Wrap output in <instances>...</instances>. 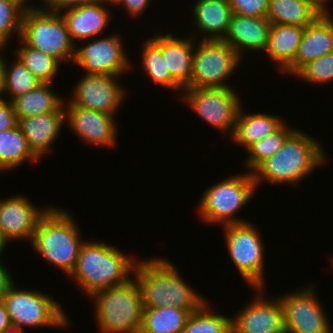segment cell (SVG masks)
Segmentation results:
<instances>
[{
    "mask_svg": "<svg viewBox=\"0 0 333 333\" xmlns=\"http://www.w3.org/2000/svg\"><path fill=\"white\" fill-rule=\"evenodd\" d=\"M320 142L318 138L296 128L280 150L252 171L256 188L259 189L263 182L291 187L302 184L328 160Z\"/></svg>",
    "mask_w": 333,
    "mask_h": 333,
    "instance_id": "cell-1",
    "label": "cell"
},
{
    "mask_svg": "<svg viewBox=\"0 0 333 333\" xmlns=\"http://www.w3.org/2000/svg\"><path fill=\"white\" fill-rule=\"evenodd\" d=\"M174 264L159 256L138 259L134 276L141 288L143 307H176L192 313L208 300L183 279Z\"/></svg>",
    "mask_w": 333,
    "mask_h": 333,
    "instance_id": "cell-2",
    "label": "cell"
},
{
    "mask_svg": "<svg viewBox=\"0 0 333 333\" xmlns=\"http://www.w3.org/2000/svg\"><path fill=\"white\" fill-rule=\"evenodd\" d=\"M114 244L86 240L69 278L90 298L94 293L126 283L134 276L138 256L121 251Z\"/></svg>",
    "mask_w": 333,
    "mask_h": 333,
    "instance_id": "cell-3",
    "label": "cell"
},
{
    "mask_svg": "<svg viewBox=\"0 0 333 333\" xmlns=\"http://www.w3.org/2000/svg\"><path fill=\"white\" fill-rule=\"evenodd\" d=\"M73 215L65 208L51 206L41 217L30 244L36 255L67 277L75 269L80 249L86 241Z\"/></svg>",
    "mask_w": 333,
    "mask_h": 333,
    "instance_id": "cell-4",
    "label": "cell"
},
{
    "mask_svg": "<svg viewBox=\"0 0 333 333\" xmlns=\"http://www.w3.org/2000/svg\"><path fill=\"white\" fill-rule=\"evenodd\" d=\"M94 318L99 333H140L143 322V300L135 276L126 283L94 293Z\"/></svg>",
    "mask_w": 333,
    "mask_h": 333,
    "instance_id": "cell-5",
    "label": "cell"
},
{
    "mask_svg": "<svg viewBox=\"0 0 333 333\" xmlns=\"http://www.w3.org/2000/svg\"><path fill=\"white\" fill-rule=\"evenodd\" d=\"M232 175L211 184L203 191L195 212L202 223L222 227L249 222L242 216L240 218L238 212L251 202L258 191L252 172Z\"/></svg>",
    "mask_w": 333,
    "mask_h": 333,
    "instance_id": "cell-6",
    "label": "cell"
},
{
    "mask_svg": "<svg viewBox=\"0 0 333 333\" xmlns=\"http://www.w3.org/2000/svg\"><path fill=\"white\" fill-rule=\"evenodd\" d=\"M14 283L2 298L12 325L22 330L71 328V320L60 302L41 289L19 288ZM70 326V327H69Z\"/></svg>",
    "mask_w": 333,
    "mask_h": 333,
    "instance_id": "cell-7",
    "label": "cell"
},
{
    "mask_svg": "<svg viewBox=\"0 0 333 333\" xmlns=\"http://www.w3.org/2000/svg\"><path fill=\"white\" fill-rule=\"evenodd\" d=\"M20 39L27 46L51 55L63 65L73 62L76 44L60 12L41 8L25 10Z\"/></svg>",
    "mask_w": 333,
    "mask_h": 333,
    "instance_id": "cell-8",
    "label": "cell"
},
{
    "mask_svg": "<svg viewBox=\"0 0 333 333\" xmlns=\"http://www.w3.org/2000/svg\"><path fill=\"white\" fill-rule=\"evenodd\" d=\"M222 226L225 247L234 268L252 288H267L265 246L257 225L250 222Z\"/></svg>",
    "mask_w": 333,
    "mask_h": 333,
    "instance_id": "cell-9",
    "label": "cell"
},
{
    "mask_svg": "<svg viewBox=\"0 0 333 333\" xmlns=\"http://www.w3.org/2000/svg\"><path fill=\"white\" fill-rule=\"evenodd\" d=\"M179 96L182 103L207 122V125L213 126L220 135L232 136L243 105L236 88H188Z\"/></svg>",
    "mask_w": 333,
    "mask_h": 333,
    "instance_id": "cell-10",
    "label": "cell"
},
{
    "mask_svg": "<svg viewBox=\"0 0 333 333\" xmlns=\"http://www.w3.org/2000/svg\"><path fill=\"white\" fill-rule=\"evenodd\" d=\"M243 59L223 40H196L190 88L227 87ZM229 83V84H228Z\"/></svg>",
    "mask_w": 333,
    "mask_h": 333,
    "instance_id": "cell-11",
    "label": "cell"
},
{
    "mask_svg": "<svg viewBox=\"0 0 333 333\" xmlns=\"http://www.w3.org/2000/svg\"><path fill=\"white\" fill-rule=\"evenodd\" d=\"M304 286L277 295L284 311L286 333H333V323L318 297L316 284Z\"/></svg>",
    "mask_w": 333,
    "mask_h": 333,
    "instance_id": "cell-12",
    "label": "cell"
},
{
    "mask_svg": "<svg viewBox=\"0 0 333 333\" xmlns=\"http://www.w3.org/2000/svg\"><path fill=\"white\" fill-rule=\"evenodd\" d=\"M120 36L113 33L80 41L72 64L83 69L84 74L123 76L132 69L133 61Z\"/></svg>",
    "mask_w": 333,
    "mask_h": 333,
    "instance_id": "cell-13",
    "label": "cell"
},
{
    "mask_svg": "<svg viewBox=\"0 0 333 333\" xmlns=\"http://www.w3.org/2000/svg\"><path fill=\"white\" fill-rule=\"evenodd\" d=\"M119 77L124 76L83 74L72 87L71 98H65L64 105H75L117 116L129 96L128 87L126 89L118 82Z\"/></svg>",
    "mask_w": 333,
    "mask_h": 333,
    "instance_id": "cell-14",
    "label": "cell"
},
{
    "mask_svg": "<svg viewBox=\"0 0 333 333\" xmlns=\"http://www.w3.org/2000/svg\"><path fill=\"white\" fill-rule=\"evenodd\" d=\"M265 290L252 288V298L231 316L232 333H286L280 301L277 296L267 298Z\"/></svg>",
    "mask_w": 333,
    "mask_h": 333,
    "instance_id": "cell-15",
    "label": "cell"
},
{
    "mask_svg": "<svg viewBox=\"0 0 333 333\" xmlns=\"http://www.w3.org/2000/svg\"><path fill=\"white\" fill-rule=\"evenodd\" d=\"M64 109L65 124L83 144L115 148L119 135L117 116L75 105H64Z\"/></svg>",
    "mask_w": 333,
    "mask_h": 333,
    "instance_id": "cell-16",
    "label": "cell"
},
{
    "mask_svg": "<svg viewBox=\"0 0 333 333\" xmlns=\"http://www.w3.org/2000/svg\"><path fill=\"white\" fill-rule=\"evenodd\" d=\"M49 207H41L33 204V201L25 195H11L0 199V231L4 238L12 244L14 241L31 243L35 230L41 217Z\"/></svg>",
    "mask_w": 333,
    "mask_h": 333,
    "instance_id": "cell-17",
    "label": "cell"
},
{
    "mask_svg": "<svg viewBox=\"0 0 333 333\" xmlns=\"http://www.w3.org/2000/svg\"><path fill=\"white\" fill-rule=\"evenodd\" d=\"M320 14L305 27L298 52L293 62L281 73L295 75L308 63L333 52V14Z\"/></svg>",
    "mask_w": 333,
    "mask_h": 333,
    "instance_id": "cell-18",
    "label": "cell"
},
{
    "mask_svg": "<svg viewBox=\"0 0 333 333\" xmlns=\"http://www.w3.org/2000/svg\"><path fill=\"white\" fill-rule=\"evenodd\" d=\"M149 39L161 50L172 79L184 90L190 88L195 38H185L171 32H158Z\"/></svg>",
    "mask_w": 333,
    "mask_h": 333,
    "instance_id": "cell-19",
    "label": "cell"
},
{
    "mask_svg": "<svg viewBox=\"0 0 333 333\" xmlns=\"http://www.w3.org/2000/svg\"><path fill=\"white\" fill-rule=\"evenodd\" d=\"M271 23L263 17H250L234 14L223 41L229 44L242 58L248 52L264 53L268 45ZM246 54V55H245Z\"/></svg>",
    "mask_w": 333,
    "mask_h": 333,
    "instance_id": "cell-20",
    "label": "cell"
},
{
    "mask_svg": "<svg viewBox=\"0 0 333 333\" xmlns=\"http://www.w3.org/2000/svg\"><path fill=\"white\" fill-rule=\"evenodd\" d=\"M108 7V8H107ZM109 5L93 1L77 7L62 10V15L72 41H80L102 36L111 21Z\"/></svg>",
    "mask_w": 333,
    "mask_h": 333,
    "instance_id": "cell-21",
    "label": "cell"
},
{
    "mask_svg": "<svg viewBox=\"0 0 333 333\" xmlns=\"http://www.w3.org/2000/svg\"><path fill=\"white\" fill-rule=\"evenodd\" d=\"M65 125V112L38 114L18 120L29 148L41 160L52 154L54 144Z\"/></svg>",
    "mask_w": 333,
    "mask_h": 333,
    "instance_id": "cell-22",
    "label": "cell"
},
{
    "mask_svg": "<svg viewBox=\"0 0 333 333\" xmlns=\"http://www.w3.org/2000/svg\"><path fill=\"white\" fill-rule=\"evenodd\" d=\"M191 7V21L196 29L190 35L196 40H223L233 15L229 1L197 0Z\"/></svg>",
    "mask_w": 333,
    "mask_h": 333,
    "instance_id": "cell-23",
    "label": "cell"
},
{
    "mask_svg": "<svg viewBox=\"0 0 333 333\" xmlns=\"http://www.w3.org/2000/svg\"><path fill=\"white\" fill-rule=\"evenodd\" d=\"M242 105L236 120L234 132L230 139L237 146H242L241 149H247L253 143L273 134L286 121L281 115L267 114L265 112L249 113L245 112Z\"/></svg>",
    "mask_w": 333,
    "mask_h": 333,
    "instance_id": "cell-24",
    "label": "cell"
},
{
    "mask_svg": "<svg viewBox=\"0 0 333 333\" xmlns=\"http://www.w3.org/2000/svg\"><path fill=\"white\" fill-rule=\"evenodd\" d=\"M304 30L305 27L300 26L271 24L268 45L263 54L275 67L278 65L279 75L295 59Z\"/></svg>",
    "mask_w": 333,
    "mask_h": 333,
    "instance_id": "cell-25",
    "label": "cell"
},
{
    "mask_svg": "<svg viewBox=\"0 0 333 333\" xmlns=\"http://www.w3.org/2000/svg\"><path fill=\"white\" fill-rule=\"evenodd\" d=\"M53 83H41L38 87L12 101L17 121L21 118L50 112H65V97L53 90Z\"/></svg>",
    "mask_w": 333,
    "mask_h": 333,
    "instance_id": "cell-26",
    "label": "cell"
},
{
    "mask_svg": "<svg viewBox=\"0 0 333 333\" xmlns=\"http://www.w3.org/2000/svg\"><path fill=\"white\" fill-rule=\"evenodd\" d=\"M26 162L37 165L41 160L29 148L18 124L12 129L1 131L0 169L3 172H12Z\"/></svg>",
    "mask_w": 333,
    "mask_h": 333,
    "instance_id": "cell-27",
    "label": "cell"
},
{
    "mask_svg": "<svg viewBox=\"0 0 333 333\" xmlns=\"http://www.w3.org/2000/svg\"><path fill=\"white\" fill-rule=\"evenodd\" d=\"M320 14L311 3L302 0H269L266 19L271 24L306 27Z\"/></svg>",
    "mask_w": 333,
    "mask_h": 333,
    "instance_id": "cell-28",
    "label": "cell"
},
{
    "mask_svg": "<svg viewBox=\"0 0 333 333\" xmlns=\"http://www.w3.org/2000/svg\"><path fill=\"white\" fill-rule=\"evenodd\" d=\"M141 43L139 63L142 74L145 73L144 76L159 87L181 94L183 89L172 79L161 50L149 38Z\"/></svg>",
    "mask_w": 333,
    "mask_h": 333,
    "instance_id": "cell-29",
    "label": "cell"
},
{
    "mask_svg": "<svg viewBox=\"0 0 333 333\" xmlns=\"http://www.w3.org/2000/svg\"><path fill=\"white\" fill-rule=\"evenodd\" d=\"M190 314L176 307H144L140 333H182Z\"/></svg>",
    "mask_w": 333,
    "mask_h": 333,
    "instance_id": "cell-30",
    "label": "cell"
},
{
    "mask_svg": "<svg viewBox=\"0 0 333 333\" xmlns=\"http://www.w3.org/2000/svg\"><path fill=\"white\" fill-rule=\"evenodd\" d=\"M7 59L3 54L4 70V99L13 101L15 98L24 95L41 84L35 75L15 55L13 60ZM9 97H8V96Z\"/></svg>",
    "mask_w": 333,
    "mask_h": 333,
    "instance_id": "cell-31",
    "label": "cell"
},
{
    "mask_svg": "<svg viewBox=\"0 0 333 333\" xmlns=\"http://www.w3.org/2000/svg\"><path fill=\"white\" fill-rule=\"evenodd\" d=\"M17 40L21 44L13 49L12 55H16L41 83H54L62 64L51 55L27 46L20 38Z\"/></svg>",
    "mask_w": 333,
    "mask_h": 333,
    "instance_id": "cell-32",
    "label": "cell"
},
{
    "mask_svg": "<svg viewBox=\"0 0 333 333\" xmlns=\"http://www.w3.org/2000/svg\"><path fill=\"white\" fill-rule=\"evenodd\" d=\"M209 299L187 319L182 333H232L231 316L220 314Z\"/></svg>",
    "mask_w": 333,
    "mask_h": 333,
    "instance_id": "cell-33",
    "label": "cell"
},
{
    "mask_svg": "<svg viewBox=\"0 0 333 333\" xmlns=\"http://www.w3.org/2000/svg\"><path fill=\"white\" fill-rule=\"evenodd\" d=\"M291 126L285 122L273 134L249 146L245 151L247 156L242 161L246 171L252 172L260 163L280 150L286 138L296 129V126Z\"/></svg>",
    "mask_w": 333,
    "mask_h": 333,
    "instance_id": "cell-34",
    "label": "cell"
},
{
    "mask_svg": "<svg viewBox=\"0 0 333 333\" xmlns=\"http://www.w3.org/2000/svg\"><path fill=\"white\" fill-rule=\"evenodd\" d=\"M24 11L12 0H0V50L9 49L15 35L20 38Z\"/></svg>",
    "mask_w": 333,
    "mask_h": 333,
    "instance_id": "cell-35",
    "label": "cell"
},
{
    "mask_svg": "<svg viewBox=\"0 0 333 333\" xmlns=\"http://www.w3.org/2000/svg\"><path fill=\"white\" fill-rule=\"evenodd\" d=\"M311 85H328L333 82V52L320 56L316 60L305 65L296 75ZM332 81V82H331Z\"/></svg>",
    "mask_w": 333,
    "mask_h": 333,
    "instance_id": "cell-36",
    "label": "cell"
},
{
    "mask_svg": "<svg viewBox=\"0 0 333 333\" xmlns=\"http://www.w3.org/2000/svg\"><path fill=\"white\" fill-rule=\"evenodd\" d=\"M234 14L266 18L269 0H228Z\"/></svg>",
    "mask_w": 333,
    "mask_h": 333,
    "instance_id": "cell-37",
    "label": "cell"
},
{
    "mask_svg": "<svg viewBox=\"0 0 333 333\" xmlns=\"http://www.w3.org/2000/svg\"><path fill=\"white\" fill-rule=\"evenodd\" d=\"M18 124L14 106L11 101L0 100V132L14 128Z\"/></svg>",
    "mask_w": 333,
    "mask_h": 333,
    "instance_id": "cell-38",
    "label": "cell"
},
{
    "mask_svg": "<svg viewBox=\"0 0 333 333\" xmlns=\"http://www.w3.org/2000/svg\"><path fill=\"white\" fill-rule=\"evenodd\" d=\"M38 1H39L38 8L46 9L52 12H61L62 10H65L67 8L88 4L95 0H38Z\"/></svg>",
    "mask_w": 333,
    "mask_h": 333,
    "instance_id": "cell-39",
    "label": "cell"
},
{
    "mask_svg": "<svg viewBox=\"0 0 333 333\" xmlns=\"http://www.w3.org/2000/svg\"><path fill=\"white\" fill-rule=\"evenodd\" d=\"M151 2L152 0H121L116 7H122L128 13V16L136 19V17H142L143 13L148 10L147 7L150 6Z\"/></svg>",
    "mask_w": 333,
    "mask_h": 333,
    "instance_id": "cell-40",
    "label": "cell"
},
{
    "mask_svg": "<svg viewBox=\"0 0 333 333\" xmlns=\"http://www.w3.org/2000/svg\"><path fill=\"white\" fill-rule=\"evenodd\" d=\"M9 269L0 261V300L7 293L8 289L15 283Z\"/></svg>",
    "mask_w": 333,
    "mask_h": 333,
    "instance_id": "cell-41",
    "label": "cell"
},
{
    "mask_svg": "<svg viewBox=\"0 0 333 333\" xmlns=\"http://www.w3.org/2000/svg\"><path fill=\"white\" fill-rule=\"evenodd\" d=\"M11 325L12 322L6 310L5 304L2 300H0V333Z\"/></svg>",
    "mask_w": 333,
    "mask_h": 333,
    "instance_id": "cell-42",
    "label": "cell"
},
{
    "mask_svg": "<svg viewBox=\"0 0 333 333\" xmlns=\"http://www.w3.org/2000/svg\"><path fill=\"white\" fill-rule=\"evenodd\" d=\"M311 3L321 14L328 13L332 10L330 8V0H302ZM331 9V10H330Z\"/></svg>",
    "mask_w": 333,
    "mask_h": 333,
    "instance_id": "cell-43",
    "label": "cell"
},
{
    "mask_svg": "<svg viewBox=\"0 0 333 333\" xmlns=\"http://www.w3.org/2000/svg\"><path fill=\"white\" fill-rule=\"evenodd\" d=\"M6 50H0V100L4 99V70H3V53Z\"/></svg>",
    "mask_w": 333,
    "mask_h": 333,
    "instance_id": "cell-44",
    "label": "cell"
},
{
    "mask_svg": "<svg viewBox=\"0 0 333 333\" xmlns=\"http://www.w3.org/2000/svg\"><path fill=\"white\" fill-rule=\"evenodd\" d=\"M20 5L24 10H32L38 8V4L30 2L31 0H12ZM37 4V5H36Z\"/></svg>",
    "mask_w": 333,
    "mask_h": 333,
    "instance_id": "cell-45",
    "label": "cell"
},
{
    "mask_svg": "<svg viewBox=\"0 0 333 333\" xmlns=\"http://www.w3.org/2000/svg\"><path fill=\"white\" fill-rule=\"evenodd\" d=\"M9 244V242L4 238L2 232L0 231V261H1V255H3V252L5 251L7 247V245ZM6 247V248H5Z\"/></svg>",
    "mask_w": 333,
    "mask_h": 333,
    "instance_id": "cell-46",
    "label": "cell"
},
{
    "mask_svg": "<svg viewBox=\"0 0 333 333\" xmlns=\"http://www.w3.org/2000/svg\"><path fill=\"white\" fill-rule=\"evenodd\" d=\"M1 333H25V331L15 325H11Z\"/></svg>",
    "mask_w": 333,
    "mask_h": 333,
    "instance_id": "cell-47",
    "label": "cell"
},
{
    "mask_svg": "<svg viewBox=\"0 0 333 333\" xmlns=\"http://www.w3.org/2000/svg\"><path fill=\"white\" fill-rule=\"evenodd\" d=\"M97 2H101L102 4H106V5H109L116 8V6L118 5V3L121 1V0H95Z\"/></svg>",
    "mask_w": 333,
    "mask_h": 333,
    "instance_id": "cell-48",
    "label": "cell"
}]
</instances>
